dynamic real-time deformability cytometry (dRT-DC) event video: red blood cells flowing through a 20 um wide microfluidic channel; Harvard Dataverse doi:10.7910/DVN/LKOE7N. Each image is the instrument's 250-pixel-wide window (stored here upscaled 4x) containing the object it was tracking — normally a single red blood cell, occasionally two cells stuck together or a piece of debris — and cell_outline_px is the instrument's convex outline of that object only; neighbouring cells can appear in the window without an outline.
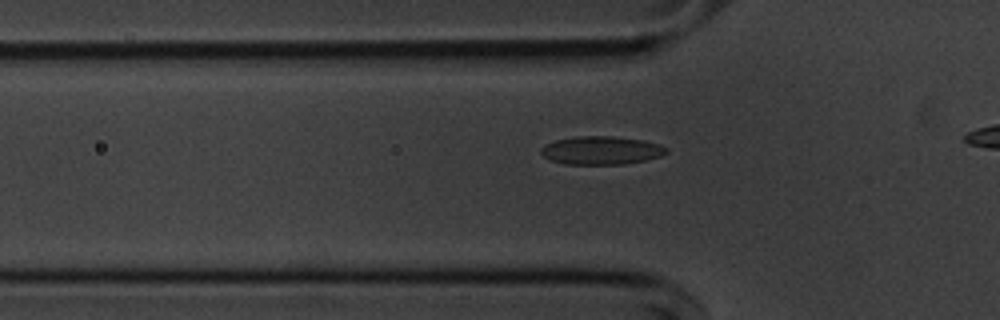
{"species": "common noctule bat (a hibernating species)", "species_latin": "Nyctalus noctula", "temperature_condition": "cold", "stored_images_in_passage": 30, "segment_of_instrument_passage": [1, 2], "camera_frame_rate_fps": 3000, "um_per_image_px": 0.085, "animal": {"sex": "male", "body_mass_g": 20.1, "forearm_length_mm": 53.5}, "frame": {"image": 1, "passage_image": 3, "time_ms": 0.667, "image_size_px": [1000, 320], "cell_outline_px": [[668, 152], [660, 156], [644, 160], [624, 164], [564, 164], [548, 160], [540, 152], [540, 148], [544, 144], [556, 140], [580, 136], [612, 136], [644, 140], [660, 144], [668, 148]], "centroid_in_image_um": [51.09, 12.78], "position_along_channel_um": 74.7, "area_um2": 20.75}}
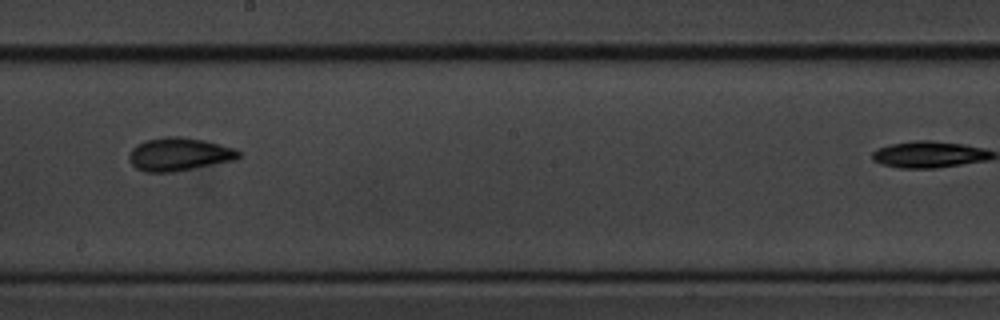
{"frame": {"image": 2, "passage_image": 16, "time_ms": 5.0, "image_size_px": [1000, 320], "cell_outline_px": [[240, 156], [232, 160], [172, 172], [144, 172], [136, 168], [128, 160], [128, 156], [132, 148], [136, 144], [144, 140], [164, 136], [184, 136], [204, 140], [236, 148], [240, 152]], "centroid_in_image_um": [15.17, 13.09], "position_along_channel_um": 233.0, "area_um2": 21.21}}
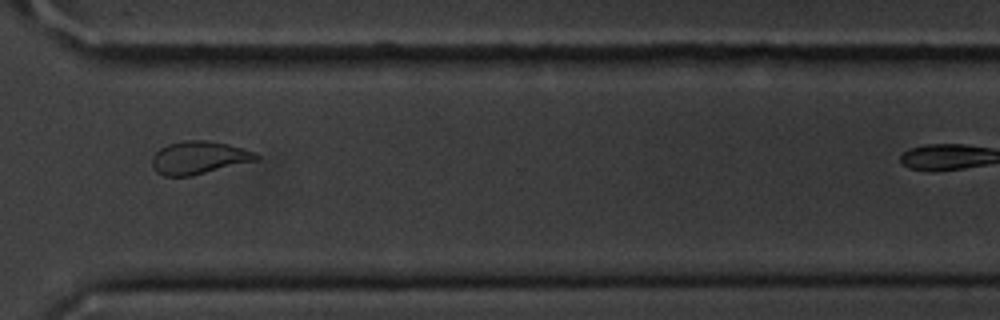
{"frame": {"image": 3, "passage_image": 26, "time_ms": 8.333, "image_size_px": [1000, 320], "cell_outline_px": [[260, 156], [256, 160], [192, 176], [164, 176], [156, 172], [152, 164], [152, 156], [160, 148], [168, 144], [184, 140], [208, 140], [228, 144], [244, 148], [256, 152]], "centroid_in_image_um": [16.9, 13.39], "position_along_channel_um": 353.7, "area_um2": 20.0}}